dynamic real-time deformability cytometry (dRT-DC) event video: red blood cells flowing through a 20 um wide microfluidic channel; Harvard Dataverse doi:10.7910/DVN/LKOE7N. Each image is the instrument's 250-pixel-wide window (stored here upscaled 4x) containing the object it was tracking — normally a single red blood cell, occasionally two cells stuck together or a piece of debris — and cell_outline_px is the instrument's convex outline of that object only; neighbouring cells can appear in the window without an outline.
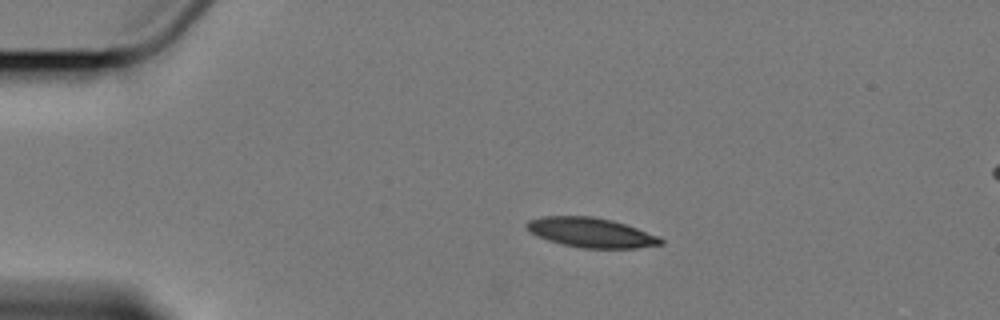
{"species": "Egyptian fruit bat (a non-hibernating species)", "species_latin": "Rousettus aegyptiacus", "temperature_condition": "cold", "stored_images_in_passage": 8, "camera_frame_rate_fps": 3000, "um_per_image_px": 0.085, "animal": {"sex": "female"}, "frame": {"image": 1, "passage_image": 3, "time_ms": 2.667, "image_size_px": [1000, 320], "cell_outline_px": [[664, 244], [636, 248], [580, 248], [560, 244], [548, 240], [532, 232], [528, 228], [528, 220], [544, 216], [592, 216], [612, 220], [660, 236], [664, 240]], "centroid_in_image_um": [50.3, 19.77], "position_along_channel_um": 34.7, "area_um2": 23.0}}
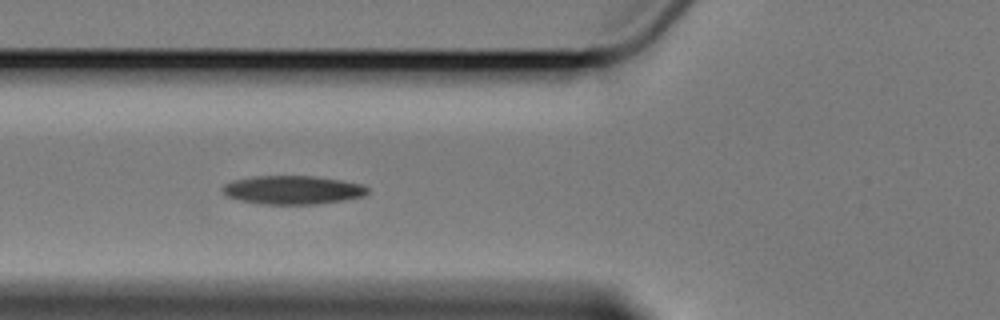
{"frame": {"image": 2, "passage_image": 6, "time_ms": 6.0, "image_size_px": [1000, 320], "cell_outline_px": [[368, 192], [364, 196], [344, 200], [316, 204], [260, 204], [240, 200], [228, 196], [220, 192], [220, 188], [224, 184], [232, 180], [252, 176], [312, 176], [340, 180], [360, 184], [368, 188]], "centroid_in_image_um": [24.82, 16.14], "position_along_channel_um": 101.0, "area_um2": 24.22}}
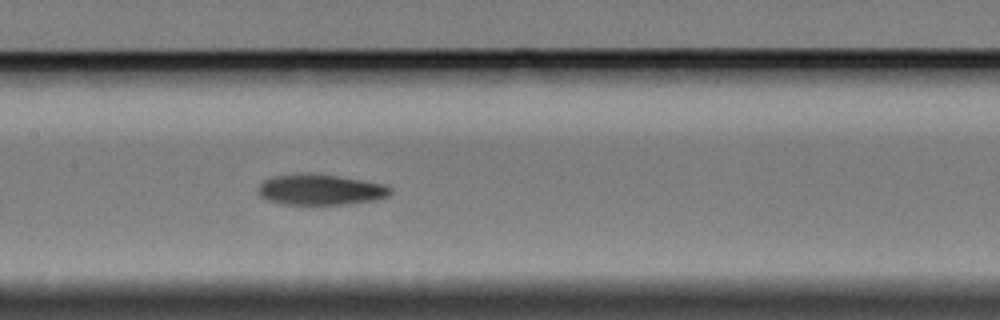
{"frame": {"image": 3, "passage_image": 8, "time_ms": 8.333, "image_size_px": [1000, 320], "cell_outline_px": [[392, 192], [388, 196], [376, 200], [348, 204], [280, 204], [268, 200], [260, 196], [260, 184], [264, 180], [272, 176], [308, 172], [312, 172], [340, 176], [364, 180], [384, 184], [392, 188]], "centroid_in_image_um": [27.27, 16.1], "position_along_channel_um": 180.1, "area_um2": 23.93}}